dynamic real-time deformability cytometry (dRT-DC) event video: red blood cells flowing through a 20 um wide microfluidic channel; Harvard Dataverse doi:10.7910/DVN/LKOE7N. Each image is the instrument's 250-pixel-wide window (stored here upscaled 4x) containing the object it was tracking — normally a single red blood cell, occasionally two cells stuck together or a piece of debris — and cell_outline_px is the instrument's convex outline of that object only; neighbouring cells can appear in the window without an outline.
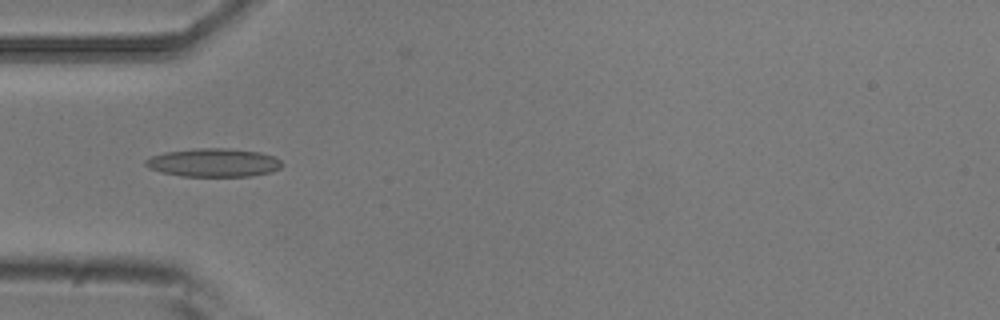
{"species": "common noctule bat (a hibernating species)", "species_latin": "Nyctalus noctula", "temperature_condition": "room temperature", "stored_images_in_passage": 8, "camera_frame_rate_fps": 3000, "um_per_image_px": 0.085, "animal": {"sex": "male", "body_mass_g": 20.5, "forearm_length_mm": 52.5}, "frame": {"image": 1, "passage_image": 5, "time_ms": 1.333, "image_size_px": [1000, 320], "cell_outline_px": [[284, 164], [280, 168], [272, 172], [252, 176], [180, 176], [160, 172], [148, 168], [144, 164], [144, 160], [152, 156], [164, 152], [196, 148], [228, 148], [260, 152], [276, 156]], "centroid_in_image_um": [18.17, 13.82], "position_along_channel_um": 66.8, "area_um2": 22.89}}
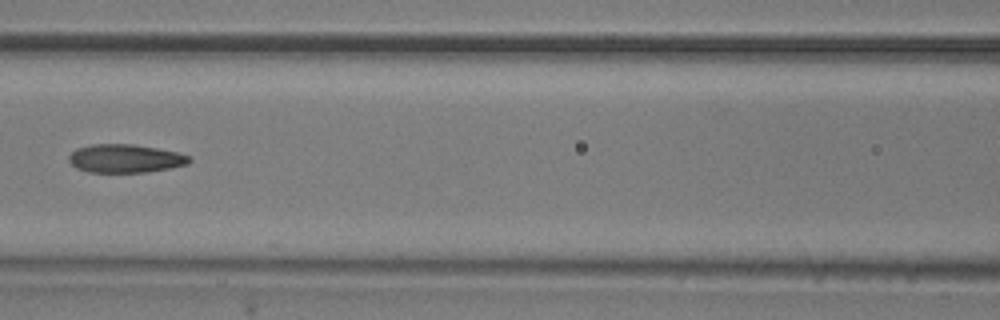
{"frame": {"image": 2, "passage_image": 7, "time_ms": 2.0, "image_size_px": [1000, 320], "cell_outline_px": [[192, 160], [188, 164], [148, 172], [88, 172], [76, 168], [68, 160], [68, 156], [76, 148], [92, 144], [132, 144], [156, 148], [176, 152], [188, 156]], "centroid_in_image_um": [10.61, 13.47], "position_along_channel_um": 156.0, "area_um2": 19.83}}
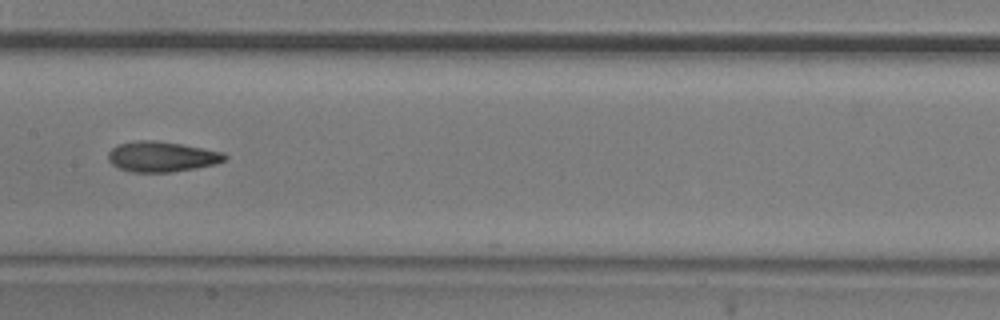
{"frame": {"image": 3, "passage_image": 8, "time_ms": 2.333, "image_size_px": [1000, 320], "cell_outline_px": [[228, 160], [216, 164], [196, 168], [172, 172], [132, 172], [120, 168], [112, 164], [108, 160], [108, 152], [112, 148], [120, 144], [136, 140], [156, 140], [180, 144], [224, 152], [228, 156]], "centroid_in_image_um": [13.78, 13.32], "position_along_channel_um": 193.6, "area_um2": 20.69}}